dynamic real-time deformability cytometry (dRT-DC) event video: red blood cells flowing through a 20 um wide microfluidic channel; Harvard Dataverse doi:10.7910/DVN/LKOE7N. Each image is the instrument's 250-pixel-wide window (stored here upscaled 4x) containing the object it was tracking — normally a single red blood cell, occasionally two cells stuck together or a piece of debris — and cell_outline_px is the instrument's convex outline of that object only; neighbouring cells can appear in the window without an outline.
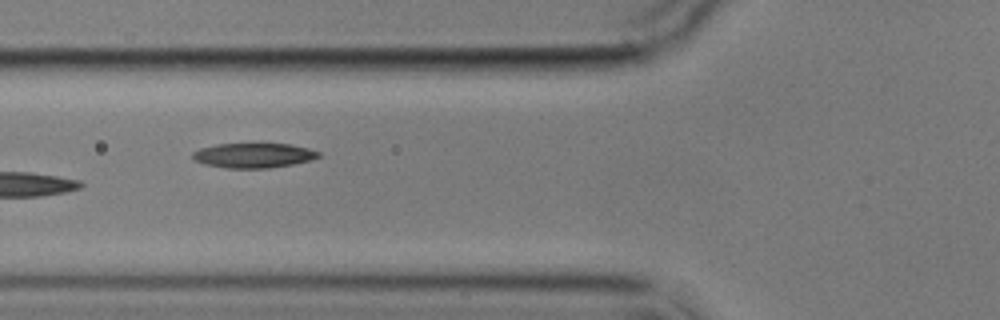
{"species": "common noctule bat (a hibernating species)", "species_latin": "Nyctalus noctula", "temperature_condition": "cold", "stored_images_in_passage": 12, "camera_frame_rate_fps": 3000, "um_per_image_px": 0.085, "animal": {"sex": "male", "body_mass_g": 17.9}, "frame": {"image": 1, "passage_image": 3, "time_ms": 2.333, "image_size_px": [1000, 320], "cell_outline_px": [[320, 156], [312, 160], [292, 164], [268, 168], [228, 168], [204, 164], [196, 160], [192, 156], [192, 152], [200, 148], [216, 144], [288, 144], [308, 148], [320, 152]], "centroid_in_image_um": [21.55, 13.21], "position_along_channel_um": 104.2, "area_um2": 18.03}}
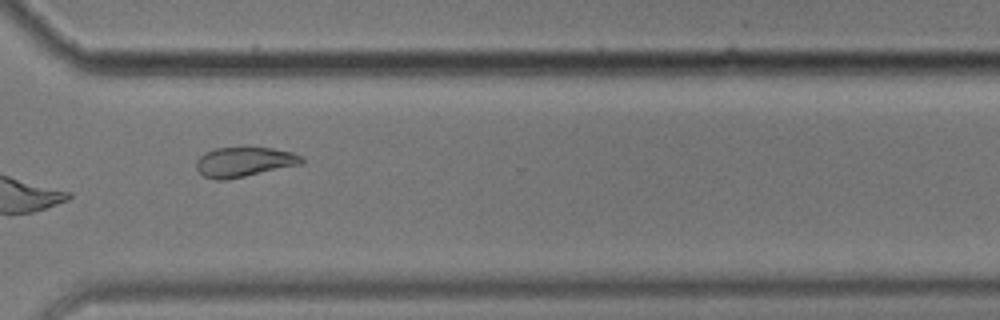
{"frame": {"image": 2, "passage_image": 9, "time_ms": 9.333, "image_size_px": [1000, 320], "cell_outline_px": [[304, 160], [300, 164], [228, 180], [216, 180], [204, 176], [196, 168], [196, 160], [204, 152], [216, 148], [272, 148], [292, 152], [304, 156]], "centroid_in_image_um": [20.74, 13.77], "position_along_channel_um": 349.9, "area_um2": 18.21}}
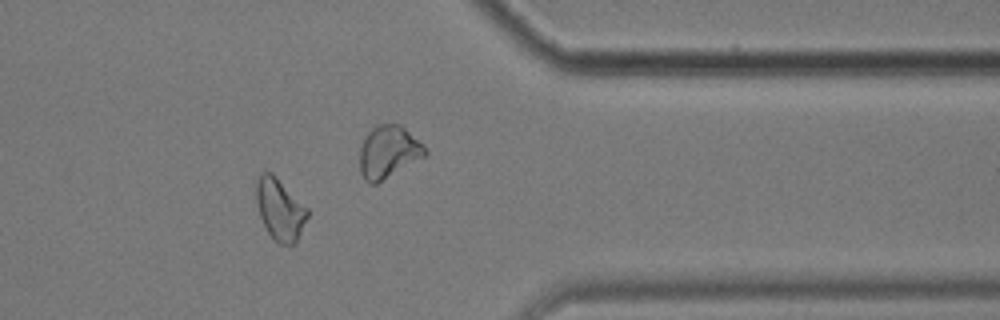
{"frame": {"image": 3, "passage_image": 10, "time_ms": 10.333, "image_size_px": [1000, 320], "cell_outline_px": [[308, 216], [296, 244], [280, 244], [268, 232], [260, 216], [256, 204], [256, 180], [260, 172], [272, 172], [308, 208]], "centroid_in_image_um": [23.79, 17.77], "position_along_channel_um": 387.6, "area_um2": 18.38}}